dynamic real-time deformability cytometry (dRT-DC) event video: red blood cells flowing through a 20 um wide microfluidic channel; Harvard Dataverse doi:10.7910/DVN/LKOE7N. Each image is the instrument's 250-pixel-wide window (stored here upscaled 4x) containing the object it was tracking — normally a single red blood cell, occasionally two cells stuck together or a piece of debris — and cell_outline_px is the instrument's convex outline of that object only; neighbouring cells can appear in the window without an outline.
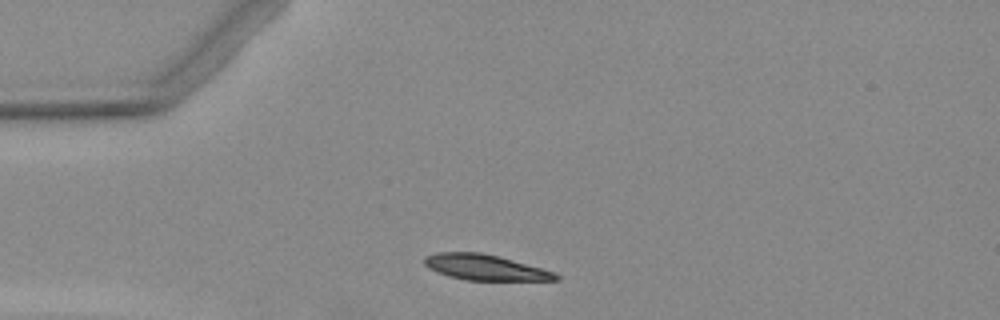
{"species": "Egyptian fruit bat (a non-hibernating species)", "species_latin": "Rousettus aegyptiacus", "temperature_condition": "warm", "stored_images_in_passage": 3, "camera_frame_rate_fps": 3000, "um_per_image_px": 0.085, "animal": {"sex": "female"}, "frame": {"image": 1, "passage_image": 1, "time_ms": 0.0, "image_size_px": [1000, 320], "cell_outline_px": [[560, 280], [468, 280], [452, 276], [440, 272], [424, 264], [424, 256], [436, 252], [480, 252], [496, 256], [556, 272], [560, 276]], "centroid_in_image_um": [41.26, 22.72], "position_along_channel_um": 43.7, "area_um2": 19.13}}
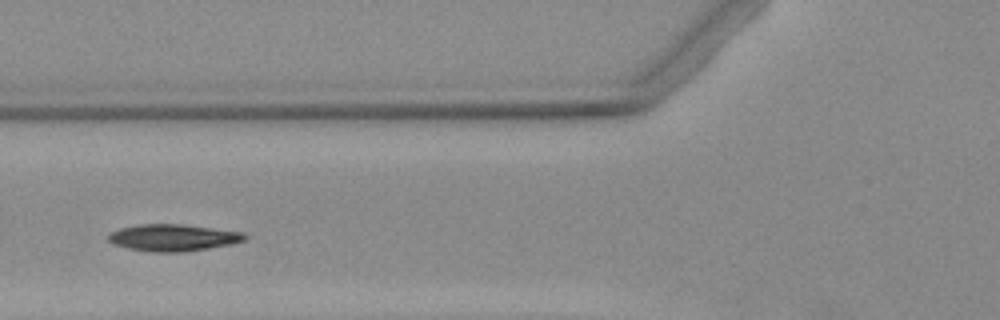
{"frame": {"image": 2, "passage_image": 3, "time_ms": 2.333, "image_size_px": [1000, 320], "cell_outline_px": [[248, 236], [244, 240], [228, 244], [208, 248], [180, 252], [152, 252], [128, 248], [112, 244], [108, 240], [108, 232], [120, 228], [140, 224], [184, 224], [244, 232]], "centroid_in_image_um": [14.67, 20.19], "position_along_channel_um": 111.1, "area_um2": 21.33}}